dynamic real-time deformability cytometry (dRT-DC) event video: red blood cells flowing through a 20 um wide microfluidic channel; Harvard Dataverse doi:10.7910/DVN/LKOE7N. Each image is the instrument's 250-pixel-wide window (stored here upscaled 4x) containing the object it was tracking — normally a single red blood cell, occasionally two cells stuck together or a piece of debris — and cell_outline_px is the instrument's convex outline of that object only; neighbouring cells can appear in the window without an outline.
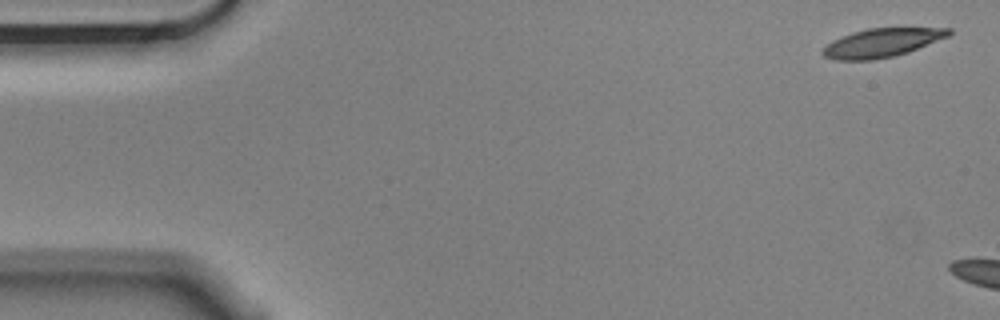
{"species": "Egyptian fruit bat (a non-hibernating species)", "species_latin": "Rousettus aegyptiacus", "temperature_condition": "cold", "stored_images_in_passage": 2, "camera_frame_rate_fps": 3000, "um_per_image_px": 0.085, "animal": {"sex": "male"}, "frame": {"image": 1, "passage_image": 1, "time_ms": 0.0, "image_size_px": [1000, 320], "cell_outline_px": [[952, 32], [948, 36], [908, 52], [892, 56], [872, 60], [836, 60], [824, 56], [820, 52], [832, 40], [852, 32], [868, 28], [952, 28]], "centroid_in_image_um": [74.93, 3.63], "position_along_channel_um": 10.1, "area_um2": 20.87}}